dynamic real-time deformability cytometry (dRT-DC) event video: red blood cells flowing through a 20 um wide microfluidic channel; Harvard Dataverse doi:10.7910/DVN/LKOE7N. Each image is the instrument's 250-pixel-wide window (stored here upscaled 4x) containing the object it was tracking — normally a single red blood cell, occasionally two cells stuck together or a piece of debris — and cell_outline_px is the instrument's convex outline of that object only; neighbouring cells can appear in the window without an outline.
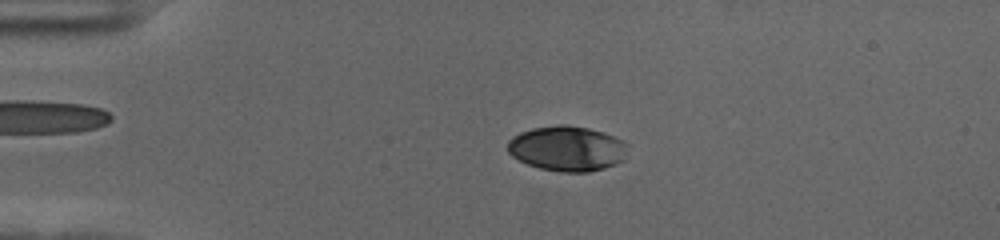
{"species": "human", "species_latin": "Homo sapiens", "temperature_condition": "cold", "stored_images_in_passage": 57, "camera_frame_rate_fps": 3000, "um_per_image_px": 0.085, "donor": {"sex": "female"}, "frame": {"image": 1, "passage_image": 13, "time_ms": 4.0, "image_size_px": [1000, 240], "cell_outline_px": [[628, 144], [624, 160], [616, 164], [604, 168], [588, 172], [560, 172], [540, 168], [528, 164], [512, 156], [508, 152], [508, 140], [512, 136], [520, 132], [532, 128], [560, 124], [568, 124], [588, 128], [604, 132], [624, 140]], "centroid_in_image_um": [48.23, 12.61], "position_along_channel_um": 36.8, "area_um2": 31.85}}
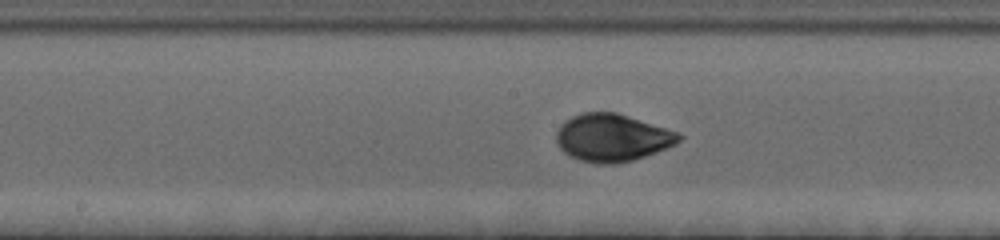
{"frame": {"image": 2, "passage_image": 30, "time_ms": 9.667, "image_size_px": [1000, 240], "cell_outline_px": [[684, 136], [676, 144], [656, 152], [632, 160], [616, 164], [596, 164], [580, 160], [564, 152], [556, 144], [556, 132], [560, 124], [572, 116], [580, 112], [616, 112], [680, 132]], "centroid_in_image_um": [52.04, 11.7], "position_along_channel_um": 196.2, "area_um2": 34.16}}
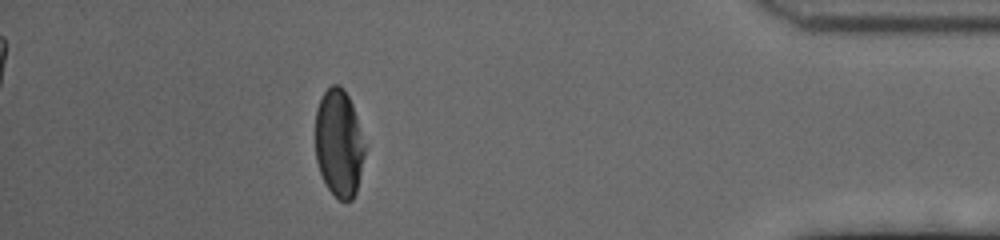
{"frame": {"image": 3, "passage_image": 51, "time_ms": 16.667, "image_size_px": [1000, 240], "cell_outline_px": [[364, 156], [356, 192], [352, 200], [340, 200], [328, 188], [320, 172], [316, 160], [316, 108], [324, 92], [332, 84], [336, 84], [344, 88], [352, 104], [356, 116], [364, 144]], "centroid_in_image_um": [28.8, 12.16], "position_along_channel_um": 406.4, "area_um2": 30.58}, "authors_computed_cell_mechanics": {"area_um2": 32.1946, "velocity_mm_per_s": 3.5981, "shape_relaxation_time_tau1_ms": 3.4548, "shape_relaxation_time_tau2_ms": 0.8753, "deformation_change_tau1": 0.1758, "deformation_change_tau2": 0.0376}}